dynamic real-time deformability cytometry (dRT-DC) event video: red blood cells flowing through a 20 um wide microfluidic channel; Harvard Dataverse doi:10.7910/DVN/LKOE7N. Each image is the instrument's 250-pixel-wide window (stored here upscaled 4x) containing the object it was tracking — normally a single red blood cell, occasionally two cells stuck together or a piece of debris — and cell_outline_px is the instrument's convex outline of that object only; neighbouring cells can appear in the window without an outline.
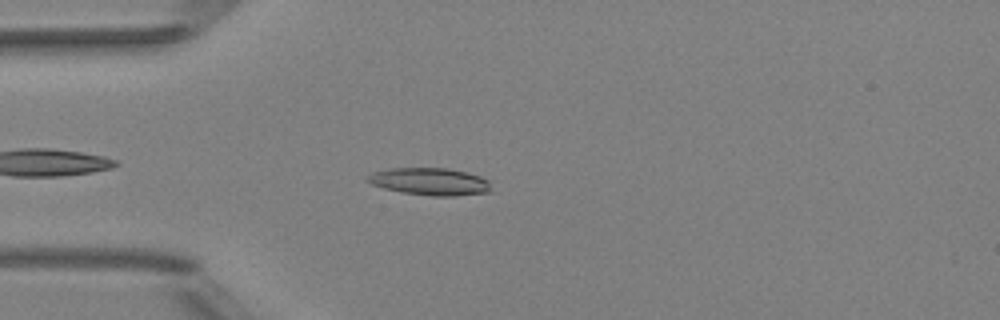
{"species": "Egyptian fruit bat (a non-hibernating species)", "species_latin": "Rousettus aegyptiacus", "temperature_condition": "room temperature", "stored_images_in_passage": 41, "camera_frame_rate_fps": 3000, "um_per_image_px": 0.085, "animal": {"sex": "female"}, "frame": {"image": 1, "passage_image": 4, "time_ms": 1.0, "image_size_px": [1000, 320], "cell_outline_px": [[492, 192], [456, 196], [432, 196], [404, 192], [384, 188], [372, 184], [364, 180], [364, 176], [372, 172], [392, 168], [448, 168], [468, 172], [480, 176], [488, 180]], "centroid_in_image_um": [36.54, 15.43], "position_along_channel_um": 48.5, "area_um2": 19.88}}
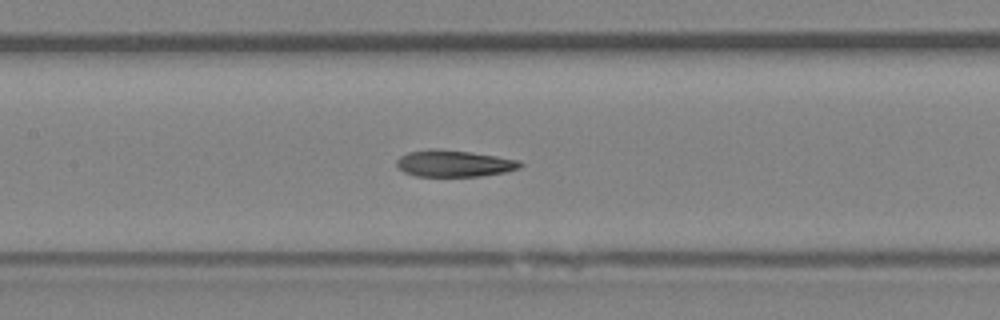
{"frame": {"image": 2, "passage_image": 14, "time_ms": 4.333, "image_size_px": [1000, 320], "cell_outline_px": [[524, 164], [520, 168], [504, 172], [480, 176], [416, 176], [404, 172], [396, 164], [396, 160], [400, 156], [408, 152], [428, 148], [436, 148], [472, 152], [520, 160]], "centroid_in_image_um": [38.59, 13.88], "position_along_channel_um": 168.8, "area_um2": 19.31}}
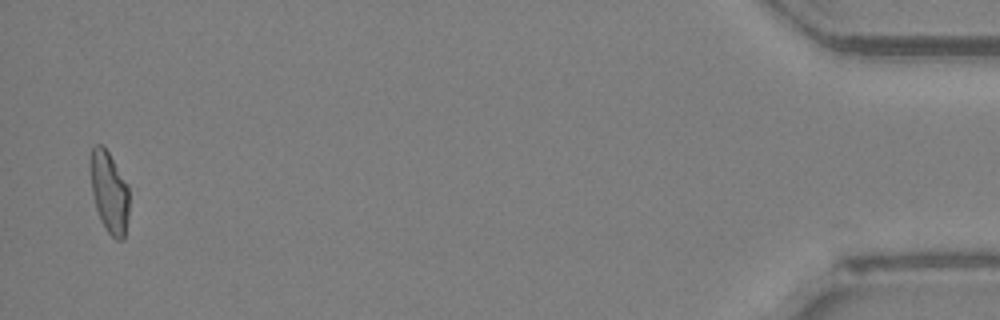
{"frame": {"image": 3, "passage_image": 40, "time_ms": 13.0, "image_size_px": [1000, 320], "cell_outline_px": [[128, 216], [124, 240], [116, 240], [108, 232], [100, 220], [96, 208], [92, 192], [88, 160], [92, 148], [96, 144], [104, 144], [128, 184]], "centroid_in_image_um": [9.26, 16.28], "position_along_channel_um": 425.9, "area_um2": 18.79}, "authors_computed_cell_mechanics": {"area_um2": 19.7098, "velocity_mm_per_s": 4.0079, "shape_relaxation_time_tau1_ms": 8.3265, "shape_relaxation_time_tau2_ms": 2.932, "deformation_change_tau1": 0.2265, "deformation_change_tau2": 0.1197}}